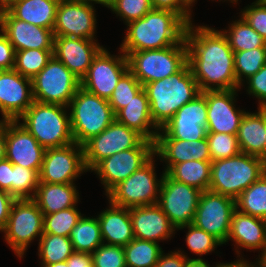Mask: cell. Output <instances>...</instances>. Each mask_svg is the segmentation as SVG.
Masks as SVG:
<instances>
[{
	"label": "cell",
	"mask_w": 266,
	"mask_h": 267,
	"mask_svg": "<svg viewBox=\"0 0 266 267\" xmlns=\"http://www.w3.org/2000/svg\"><path fill=\"white\" fill-rule=\"evenodd\" d=\"M187 62L201 92L241 89L234 71V52L222 30L188 24Z\"/></svg>",
	"instance_id": "6da1fadb"
},
{
	"label": "cell",
	"mask_w": 266,
	"mask_h": 267,
	"mask_svg": "<svg viewBox=\"0 0 266 267\" xmlns=\"http://www.w3.org/2000/svg\"><path fill=\"white\" fill-rule=\"evenodd\" d=\"M187 26L177 13L151 9L144 17L127 24L119 49L128 56L131 52L177 45L185 38Z\"/></svg>",
	"instance_id": "7a4b0ae2"
},
{
	"label": "cell",
	"mask_w": 266,
	"mask_h": 267,
	"mask_svg": "<svg viewBox=\"0 0 266 267\" xmlns=\"http://www.w3.org/2000/svg\"><path fill=\"white\" fill-rule=\"evenodd\" d=\"M154 125L161 129L186 103L201 93L187 62L170 77L144 84Z\"/></svg>",
	"instance_id": "3957f363"
},
{
	"label": "cell",
	"mask_w": 266,
	"mask_h": 267,
	"mask_svg": "<svg viewBox=\"0 0 266 267\" xmlns=\"http://www.w3.org/2000/svg\"><path fill=\"white\" fill-rule=\"evenodd\" d=\"M68 107L34 101L18 118L38 143L48 148H60L74 143Z\"/></svg>",
	"instance_id": "277c9868"
},
{
	"label": "cell",
	"mask_w": 266,
	"mask_h": 267,
	"mask_svg": "<svg viewBox=\"0 0 266 267\" xmlns=\"http://www.w3.org/2000/svg\"><path fill=\"white\" fill-rule=\"evenodd\" d=\"M266 172L259 156L239 154L212 161L209 191L236 199Z\"/></svg>",
	"instance_id": "5b68a950"
},
{
	"label": "cell",
	"mask_w": 266,
	"mask_h": 267,
	"mask_svg": "<svg viewBox=\"0 0 266 267\" xmlns=\"http://www.w3.org/2000/svg\"><path fill=\"white\" fill-rule=\"evenodd\" d=\"M68 108L74 142L82 146L115 120V114L108 100L100 98L81 86Z\"/></svg>",
	"instance_id": "8992f818"
},
{
	"label": "cell",
	"mask_w": 266,
	"mask_h": 267,
	"mask_svg": "<svg viewBox=\"0 0 266 267\" xmlns=\"http://www.w3.org/2000/svg\"><path fill=\"white\" fill-rule=\"evenodd\" d=\"M127 59L129 71L144 85L178 72L187 63V44L184 38L163 49L131 52Z\"/></svg>",
	"instance_id": "52a82bcc"
},
{
	"label": "cell",
	"mask_w": 266,
	"mask_h": 267,
	"mask_svg": "<svg viewBox=\"0 0 266 267\" xmlns=\"http://www.w3.org/2000/svg\"><path fill=\"white\" fill-rule=\"evenodd\" d=\"M155 155L140 169L115 186L106 196L108 202L120 207L132 208L155 205L158 202L164 171L157 179Z\"/></svg>",
	"instance_id": "ba28073f"
},
{
	"label": "cell",
	"mask_w": 266,
	"mask_h": 267,
	"mask_svg": "<svg viewBox=\"0 0 266 267\" xmlns=\"http://www.w3.org/2000/svg\"><path fill=\"white\" fill-rule=\"evenodd\" d=\"M31 80L34 101L66 107L81 86L80 79L55 56Z\"/></svg>",
	"instance_id": "9c48e42d"
},
{
	"label": "cell",
	"mask_w": 266,
	"mask_h": 267,
	"mask_svg": "<svg viewBox=\"0 0 266 267\" xmlns=\"http://www.w3.org/2000/svg\"><path fill=\"white\" fill-rule=\"evenodd\" d=\"M43 212L32 199H16L10 210L9 219L1 232L7 245L20 259L28 245L43 232Z\"/></svg>",
	"instance_id": "30bf717a"
},
{
	"label": "cell",
	"mask_w": 266,
	"mask_h": 267,
	"mask_svg": "<svg viewBox=\"0 0 266 267\" xmlns=\"http://www.w3.org/2000/svg\"><path fill=\"white\" fill-rule=\"evenodd\" d=\"M201 193L164 173L157 205L168 216L171 225L178 229L193 223Z\"/></svg>",
	"instance_id": "8fae6325"
},
{
	"label": "cell",
	"mask_w": 266,
	"mask_h": 267,
	"mask_svg": "<svg viewBox=\"0 0 266 267\" xmlns=\"http://www.w3.org/2000/svg\"><path fill=\"white\" fill-rule=\"evenodd\" d=\"M154 156V142L145 139L138 147L117 152L100 161L92 170L104 185L107 195L120 182L140 169Z\"/></svg>",
	"instance_id": "7c38bea8"
},
{
	"label": "cell",
	"mask_w": 266,
	"mask_h": 267,
	"mask_svg": "<svg viewBox=\"0 0 266 267\" xmlns=\"http://www.w3.org/2000/svg\"><path fill=\"white\" fill-rule=\"evenodd\" d=\"M145 138L116 119L99 135L92 137L84 145V163L87 171L100 161L117 152L138 147Z\"/></svg>",
	"instance_id": "4fadbf2b"
},
{
	"label": "cell",
	"mask_w": 266,
	"mask_h": 267,
	"mask_svg": "<svg viewBox=\"0 0 266 267\" xmlns=\"http://www.w3.org/2000/svg\"><path fill=\"white\" fill-rule=\"evenodd\" d=\"M235 210V199L209 190L203 191L192 224L226 244Z\"/></svg>",
	"instance_id": "5bb4252c"
},
{
	"label": "cell",
	"mask_w": 266,
	"mask_h": 267,
	"mask_svg": "<svg viewBox=\"0 0 266 267\" xmlns=\"http://www.w3.org/2000/svg\"><path fill=\"white\" fill-rule=\"evenodd\" d=\"M111 55L103 48L93 59L87 74L80 80L85 90L109 100L120 78L129 70L127 56ZM122 53V54H121Z\"/></svg>",
	"instance_id": "9a60e30c"
},
{
	"label": "cell",
	"mask_w": 266,
	"mask_h": 267,
	"mask_svg": "<svg viewBox=\"0 0 266 267\" xmlns=\"http://www.w3.org/2000/svg\"><path fill=\"white\" fill-rule=\"evenodd\" d=\"M83 172H87L84 149L82 145L74 142L68 146L45 150L39 182L74 183Z\"/></svg>",
	"instance_id": "2e32d148"
},
{
	"label": "cell",
	"mask_w": 266,
	"mask_h": 267,
	"mask_svg": "<svg viewBox=\"0 0 266 267\" xmlns=\"http://www.w3.org/2000/svg\"><path fill=\"white\" fill-rule=\"evenodd\" d=\"M207 137V103L205 91L183 105L161 128L156 138H174L184 141Z\"/></svg>",
	"instance_id": "e0dca14e"
},
{
	"label": "cell",
	"mask_w": 266,
	"mask_h": 267,
	"mask_svg": "<svg viewBox=\"0 0 266 267\" xmlns=\"http://www.w3.org/2000/svg\"><path fill=\"white\" fill-rule=\"evenodd\" d=\"M94 6L73 0H60L56 10L54 36L95 40L97 19Z\"/></svg>",
	"instance_id": "ac0fdd59"
},
{
	"label": "cell",
	"mask_w": 266,
	"mask_h": 267,
	"mask_svg": "<svg viewBox=\"0 0 266 267\" xmlns=\"http://www.w3.org/2000/svg\"><path fill=\"white\" fill-rule=\"evenodd\" d=\"M238 91L240 89L205 91L207 133H238L240 121L246 112L238 107L236 109L235 96Z\"/></svg>",
	"instance_id": "d6986e66"
},
{
	"label": "cell",
	"mask_w": 266,
	"mask_h": 267,
	"mask_svg": "<svg viewBox=\"0 0 266 267\" xmlns=\"http://www.w3.org/2000/svg\"><path fill=\"white\" fill-rule=\"evenodd\" d=\"M34 102L32 80L16 70L0 71V112L2 120L17 121Z\"/></svg>",
	"instance_id": "ffe728a7"
},
{
	"label": "cell",
	"mask_w": 266,
	"mask_h": 267,
	"mask_svg": "<svg viewBox=\"0 0 266 267\" xmlns=\"http://www.w3.org/2000/svg\"><path fill=\"white\" fill-rule=\"evenodd\" d=\"M0 30L7 36L15 51L54 50L53 30L16 19L6 8L0 9Z\"/></svg>",
	"instance_id": "44dd1931"
},
{
	"label": "cell",
	"mask_w": 266,
	"mask_h": 267,
	"mask_svg": "<svg viewBox=\"0 0 266 267\" xmlns=\"http://www.w3.org/2000/svg\"><path fill=\"white\" fill-rule=\"evenodd\" d=\"M45 150L19 121L6 120L5 158L12 164L40 172Z\"/></svg>",
	"instance_id": "7402d4cb"
},
{
	"label": "cell",
	"mask_w": 266,
	"mask_h": 267,
	"mask_svg": "<svg viewBox=\"0 0 266 267\" xmlns=\"http://www.w3.org/2000/svg\"><path fill=\"white\" fill-rule=\"evenodd\" d=\"M103 48L97 43V39L61 36L54 38L53 56L81 80L87 74L93 59Z\"/></svg>",
	"instance_id": "603a6c76"
},
{
	"label": "cell",
	"mask_w": 266,
	"mask_h": 267,
	"mask_svg": "<svg viewBox=\"0 0 266 267\" xmlns=\"http://www.w3.org/2000/svg\"><path fill=\"white\" fill-rule=\"evenodd\" d=\"M134 237L154 242L171 239L176 229L171 225L168 216L155 205L130 208Z\"/></svg>",
	"instance_id": "cb8c5ba5"
},
{
	"label": "cell",
	"mask_w": 266,
	"mask_h": 267,
	"mask_svg": "<svg viewBox=\"0 0 266 267\" xmlns=\"http://www.w3.org/2000/svg\"><path fill=\"white\" fill-rule=\"evenodd\" d=\"M154 155L165 162L166 173L173 165L185 161H211L207 137L200 140L184 141L174 138H156Z\"/></svg>",
	"instance_id": "d4e9b609"
},
{
	"label": "cell",
	"mask_w": 266,
	"mask_h": 267,
	"mask_svg": "<svg viewBox=\"0 0 266 267\" xmlns=\"http://www.w3.org/2000/svg\"><path fill=\"white\" fill-rule=\"evenodd\" d=\"M230 240L235 243L239 257L240 247L254 252L259 249L262 253L266 248V220L241 213L236 209L232 215L227 242Z\"/></svg>",
	"instance_id": "484cf974"
},
{
	"label": "cell",
	"mask_w": 266,
	"mask_h": 267,
	"mask_svg": "<svg viewBox=\"0 0 266 267\" xmlns=\"http://www.w3.org/2000/svg\"><path fill=\"white\" fill-rule=\"evenodd\" d=\"M109 205L97 216L103 244L124 247L135 238L130 208L116 206L111 202Z\"/></svg>",
	"instance_id": "4316f807"
},
{
	"label": "cell",
	"mask_w": 266,
	"mask_h": 267,
	"mask_svg": "<svg viewBox=\"0 0 266 267\" xmlns=\"http://www.w3.org/2000/svg\"><path fill=\"white\" fill-rule=\"evenodd\" d=\"M115 119L137 131L145 139L155 142L159 129L152 121L149 100L143 88L115 114Z\"/></svg>",
	"instance_id": "83f0119b"
},
{
	"label": "cell",
	"mask_w": 266,
	"mask_h": 267,
	"mask_svg": "<svg viewBox=\"0 0 266 267\" xmlns=\"http://www.w3.org/2000/svg\"><path fill=\"white\" fill-rule=\"evenodd\" d=\"M79 191L75 183L39 182L32 200L37 204L43 215L75 207L79 201Z\"/></svg>",
	"instance_id": "f1b7e54d"
},
{
	"label": "cell",
	"mask_w": 266,
	"mask_h": 267,
	"mask_svg": "<svg viewBox=\"0 0 266 267\" xmlns=\"http://www.w3.org/2000/svg\"><path fill=\"white\" fill-rule=\"evenodd\" d=\"M257 109L242 116L237 139L242 153L260 157L266 146V108Z\"/></svg>",
	"instance_id": "f546056e"
},
{
	"label": "cell",
	"mask_w": 266,
	"mask_h": 267,
	"mask_svg": "<svg viewBox=\"0 0 266 267\" xmlns=\"http://www.w3.org/2000/svg\"><path fill=\"white\" fill-rule=\"evenodd\" d=\"M60 0H14L5 8L16 18L53 30Z\"/></svg>",
	"instance_id": "4dcf8cb0"
},
{
	"label": "cell",
	"mask_w": 266,
	"mask_h": 267,
	"mask_svg": "<svg viewBox=\"0 0 266 267\" xmlns=\"http://www.w3.org/2000/svg\"><path fill=\"white\" fill-rule=\"evenodd\" d=\"M211 163L212 161H185L173 165L166 174L175 181L203 192L209 190Z\"/></svg>",
	"instance_id": "1f68e13d"
},
{
	"label": "cell",
	"mask_w": 266,
	"mask_h": 267,
	"mask_svg": "<svg viewBox=\"0 0 266 267\" xmlns=\"http://www.w3.org/2000/svg\"><path fill=\"white\" fill-rule=\"evenodd\" d=\"M69 239L76 252L93 253L103 244L98 218L82 217L71 230Z\"/></svg>",
	"instance_id": "d6a6232c"
},
{
	"label": "cell",
	"mask_w": 266,
	"mask_h": 267,
	"mask_svg": "<svg viewBox=\"0 0 266 267\" xmlns=\"http://www.w3.org/2000/svg\"><path fill=\"white\" fill-rule=\"evenodd\" d=\"M236 209L241 213L266 220V172L236 199Z\"/></svg>",
	"instance_id": "836d02e7"
},
{
	"label": "cell",
	"mask_w": 266,
	"mask_h": 267,
	"mask_svg": "<svg viewBox=\"0 0 266 267\" xmlns=\"http://www.w3.org/2000/svg\"><path fill=\"white\" fill-rule=\"evenodd\" d=\"M229 29L222 30L233 52L250 51L266 46V41L243 19L232 21Z\"/></svg>",
	"instance_id": "e575fe53"
},
{
	"label": "cell",
	"mask_w": 266,
	"mask_h": 267,
	"mask_svg": "<svg viewBox=\"0 0 266 267\" xmlns=\"http://www.w3.org/2000/svg\"><path fill=\"white\" fill-rule=\"evenodd\" d=\"M124 252L127 267H155L163 249L157 242L134 238Z\"/></svg>",
	"instance_id": "d590c367"
},
{
	"label": "cell",
	"mask_w": 266,
	"mask_h": 267,
	"mask_svg": "<svg viewBox=\"0 0 266 267\" xmlns=\"http://www.w3.org/2000/svg\"><path fill=\"white\" fill-rule=\"evenodd\" d=\"M38 255L41 265L66 261L74 252L69 237L43 233L39 238Z\"/></svg>",
	"instance_id": "8d00e7d4"
},
{
	"label": "cell",
	"mask_w": 266,
	"mask_h": 267,
	"mask_svg": "<svg viewBox=\"0 0 266 267\" xmlns=\"http://www.w3.org/2000/svg\"><path fill=\"white\" fill-rule=\"evenodd\" d=\"M234 61L237 85L241 88L248 78L256 74L266 64V46L250 51L234 52Z\"/></svg>",
	"instance_id": "74e56055"
},
{
	"label": "cell",
	"mask_w": 266,
	"mask_h": 267,
	"mask_svg": "<svg viewBox=\"0 0 266 267\" xmlns=\"http://www.w3.org/2000/svg\"><path fill=\"white\" fill-rule=\"evenodd\" d=\"M54 50L28 49L16 51L14 70L22 76L33 79L53 57Z\"/></svg>",
	"instance_id": "f35d334b"
},
{
	"label": "cell",
	"mask_w": 266,
	"mask_h": 267,
	"mask_svg": "<svg viewBox=\"0 0 266 267\" xmlns=\"http://www.w3.org/2000/svg\"><path fill=\"white\" fill-rule=\"evenodd\" d=\"M39 185V172L12 164L11 195L15 199H32Z\"/></svg>",
	"instance_id": "ab89813d"
},
{
	"label": "cell",
	"mask_w": 266,
	"mask_h": 267,
	"mask_svg": "<svg viewBox=\"0 0 266 267\" xmlns=\"http://www.w3.org/2000/svg\"><path fill=\"white\" fill-rule=\"evenodd\" d=\"M77 207H70L56 213L43 216V232L69 237L71 230L75 227L83 214Z\"/></svg>",
	"instance_id": "60d3db41"
},
{
	"label": "cell",
	"mask_w": 266,
	"mask_h": 267,
	"mask_svg": "<svg viewBox=\"0 0 266 267\" xmlns=\"http://www.w3.org/2000/svg\"><path fill=\"white\" fill-rule=\"evenodd\" d=\"M142 88L143 85L128 70L120 78L110 99L108 100L113 113L116 114L120 109L125 107Z\"/></svg>",
	"instance_id": "b9f144b4"
},
{
	"label": "cell",
	"mask_w": 266,
	"mask_h": 267,
	"mask_svg": "<svg viewBox=\"0 0 266 267\" xmlns=\"http://www.w3.org/2000/svg\"><path fill=\"white\" fill-rule=\"evenodd\" d=\"M211 161L230 158L239 154L237 134L207 133Z\"/></svg>",
	"instance_id": "7bdbcfd3"
},
{
	"label": "cell",
	"mask_w": 266,
	"mask_h": 267,
	"mask_svg": "<svg viewBox=\"0 0 266 267\" xmlns=\"http://www.w3.org/2000/svg\"><path fill=\"white\" fill-rule=\"evenodd\" d=\"M184 228L188 229L185 238L186 244L189 250L194 254L199 256L209 254L214 251L217 246L222 245V243L212 234L206 233L192 223L179 227L176 230L178 231Z\"/></svg>",
	"instance_id": "ee69618b"
},
{
	"label": "cell",
	"mask_w": 266,
	"mask_h": 267,
	"mask_svg": "<svg viewBox=\"0 0 266 267\" xmlns=\"http://www.w3.org/2000/svg\"><path fill=\"white\" fill-rule=\"evenodd\" d=\"M108 9H111L127 25L129 22L144 17L153 9V6L151 0H111Z\"/></svg>",
	"instance_id": "f6af8a7d"
},
{
	"label": "cell",
	"mask_w": 266,
	"mask_h": 267,
	"mask_svg": "<svg viewBox=\"0 0 266 267\" xmlns=\"http://www.w3.org/2000/svg\"><path fill=\"white\" fill-rule=\"evenodd\" d=\"M91 256L93 267H127L123 246L101 244Z\"/></svg>",
	"instance_id": "bcb514c9"
},
{
	"label": "cell",
	"mask_w": 266,
	"mask_h": 267,
	"mask_svg": "<svg viewBox=\"0 0 266 267\" xmlns=\"http://www.w3.org/2000/svg\"><path fill=\"white\" fill-rule=\"evenodd\" d=\"M240 16L266 41V2L256 0L242 9Z\"/></svg>",
	"instance_id": "7dc6e473"
},
{
	"label": "cell",
	"mask_w": 266,
	"mask_h": 267,
	"mask_svg": "<svg viewBox=\"0 0 266 267\" xmlns=\"http://www.w3.org/2000/svg\"><path fill=\"white\" fill-rule=\"evenodd\" d=\"M196 0H151L153 9L177 13L187 24L192 21L191 9Z\"/></svg>",
	"instance_id": "c3c4849f"
},
{
	"label": "cell",
	"mask_w": 266,
	"mask_h": 267,
	"mask_svg": "<svg viewBox=\"0 0 266 267\" xmlns=\"http://www.w3.org/2000/svg\"><path fill=\"white\" fill-rule=\"evenodd\" d=\"M246 83L248 94L258 98L259 108H266V64L256 74L248 78Z\"/></svg>",
	"instance_id": "681fc988"
},
{
	"label": "cell",
	"mask_w": 266,
	"mask_h": 267,
	"mask_svg": "<svg viewBox=\"0 0 266 267\" xmlns=\"http://www.w3.org/2000/svg\"><path fill=\"white\" fill-rule=\"evenodd\" d=\"M15 49L7 36L0 30V71L12 70L15 63Z\"/></svg>",
	"instance_id": "f907efd6"
},
{
	"label": "cell",
	"mask_w": 266,
	"mask_h": 267,
	"mask_svg": "<svg viewBox=\"0 0 266 267\" xmlns=\"http://www.w3.org/2000/svg\"><path fill=\"white\" fill-rule=\"evenodd\" d=\"M189 259H202V258H190L185 255L182 250H175L164 254V251L161 253L158 262L155 267H187Z\"/></svg>",
	"instance_id": "816d5d0a"
},
{
	"label": "cell",
	"mask_w": 266,
	"mask_h": 267,
	"mask_svg": "<svg viewBox=\"0 0 266 267\" xmlns=\"http://www.w3.org/2000/svg\"><path fill=\"white\" fill-rule=\"evenodd\" d=\"M16 199L7 191L0 189V231L6 226L11 206Z\"/></svg>",
	"instance_id": "f5cc1de1"
},
{
	"label": "cell",
	"mask_w": 266,
	"mask_h": 267,
	"mask_svg": "<svg viewBox=\"0 0 266 267\" xmlns=\"http://www.w3.org/2000/svg\"><path fill=\"white\" fill-rule=\"evenodd\" d=\"M12 163L8 159L0 161V189L11 195Z\"/></svg>",
	"instance_id": "db71d44e"
},
{
	"label": "cell",
	"mask_w": 266,
	"mask_h": 267,
	"mask_svg": "<svg viewBox=\"0 0 266 267\" xmlns=\"http://www.w3.org/2000/svg\"><path fill=\"white\" fill-rule=\"evenodd\" d=\"M66 261L68 267H93L91 253L74 251Z\"/></svg>",
	"instance_id": "11a10c76"
},
{
	"label": "cell",
	"mask_w": 266,
	"mask_h": 267,
	"mask_svg": "<svg viewBox=\"0 0 266 267\" xmlns=\"http://www.w3.org/2000/svg\"><path fill=\"white\" fill-rule=\"evenodd\" d=\"M6 120H0V161L5 159Z\"/></svg>",
	"instance_id": "9f6ffc18"
},
{
	"label": "cell",
	"mask_w": 266,
	"mask_h": 267,
	"mask_svg": "<svg viewBox=\"0 0 266 267\" xmlns=\"http://www.w3.org/2000/svg\"><path fill=\"white\" fill-rule=\"evenodd\" d=\"M226 263H218L215 267H223ZM187 267H211L206 261L203 259H189ZM214 267V266H212Z\"/></svg>",
	"instance_id": "6f0895ef"
},
{
	"label": "cell",
	"mask_w": 266,
	"mask_h": 267,
	"mask_svg": "<svg viewBox=\"0 0 266 267\" xmlns=\"http://www.w3.org/2000/svg\"><path fill=\"white\" fill-rule=\"evenodd\" d=\"M223 267H252L251 262L249 263L246 259H244L242 256L240 259H237L233 262H227Z\"/></svg>",
	"instance_id": "680465c9"
},
{
	"label": "cell",
	"mask_w": 266,
	"mask_h": 267,
	"mask_svg": "<svg viewBox=\"0 0 266 267\" xmlns=\"http://www.w3.org/2000/svg\"><path fill=\"white\" fill-rule=\"evenodd\" d=\"M73 1L82 2L85 4H91V5H94V3L95 4H101L107 8H109V6L111 4V0H73Z\"/></svg>",
	"instance_id": "91938a15"
},
{
	"label": "cell",
	"mask_w": 266,
	"mask_h": 267,
	"mask_svg": "<svg viewBox=\"0 0 266 267\" xmlns=\"http://www.w3.org/2000/svg\"><path fill=\"white\" fill-rule=\"evenodd\" d=\"M257 260V263H251L252 267H266V248L261 254H259V258Z\"/></svg>",
	"instance_id": "94428289"
},
{
	"label": "cell",
	"mask_w": 266,
	"mask_h": 267,
	"mask_svg": "<svg viewBox=\"0 0 266 267\" xmlns=\"http://www.w3.org/2000/svg\"><path fill=\"white\" fill-rule=\"evenodd\" d=\"M41 267H68L67 261H61L51 265H41Z\"/></svg>",
	"instance_id": "6125c7cd"
},
{
	"label": "cell",
	"mask_w": 266,
	"mask_h": 267,
	"mask_svg": "<svg viewBox=\"0 0 266 267\" xmlns=\"http://www.w3.org/2000/svg\"><path fill=\"white\" fill-rule=\"evenodd\" d=\"M12 1H14V0H0V9L5 8Z\"/></svg>",
	"instance_id": "be15d7a7"
},
{
	"label": "cell",
	"mask_w": 266,
	"mask_h": 267,
	"mask_svg": "<svg viewBox=\"0 0 266 267\" xmlns=\"http://www.w3.org/2000/svg\"><path fill=\"white\" fill-rule=\"evenodd\" d=\"M260 158L262 159V161L266 165V146H265V149H264V153L260 156Z\"/></svg>",
	"instance_id": "e7e4bbea"
},
{
	"label": "cell",
	"mask_w": 266,
	"mask_h": 267,
	"mask_svg": "<svg viewBox=\"0 0 266 267\" xmlns=\"http://www.w3.org/2000/svg\"><path fill=\"white\" fill-rule=\"evenodd\" d=\"M218 1H223V0H218ZM224 1H225V0H224ZM227 1H229L230 3H235V4H236V3H238L237 1H239V0H226V2H227Z\"/></svg>",
	"instance_id": "03108f58"
}]
</instances>
